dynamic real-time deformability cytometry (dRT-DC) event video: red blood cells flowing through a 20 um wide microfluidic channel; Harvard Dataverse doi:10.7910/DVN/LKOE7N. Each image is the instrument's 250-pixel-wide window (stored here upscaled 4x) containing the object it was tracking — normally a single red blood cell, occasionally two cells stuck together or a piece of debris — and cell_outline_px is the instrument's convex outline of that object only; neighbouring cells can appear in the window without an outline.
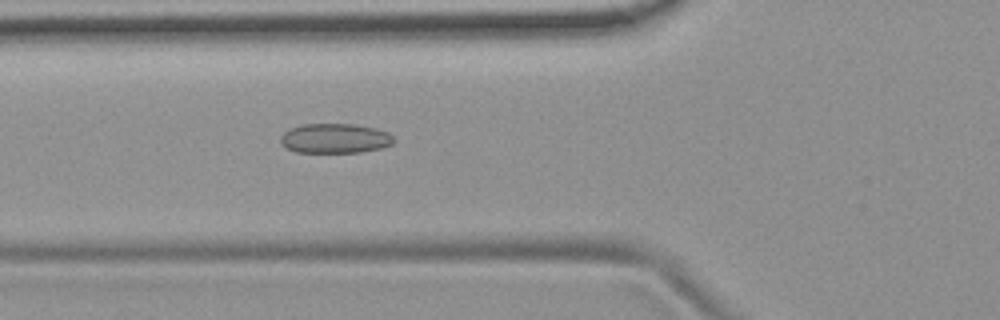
{"species": "common noctule bat (a hibernating species)", "species_latin": "Nyctalus noctula", "temperature_condition": "room temperature", "stored_images_in_passage": 45, "camera_frame_rate_fps": 3000, "um_per_image_px": 0.085, "animal": {"sex": "female", "body_mass_g": 19.9}, "frame": {"image": 1, "passage_image": 11, "time_ms": 3.333, "image_size_px": [1000, 320], "cell_outline_px": [[396, 140], [392, 144], [380, 148], [360, 152], [296, 152], [280, 144], [280, 136], [288, 128], [304, 124], [352, 124], [376, 128], [388, 132]], "centroid_in_image_um": [28.46, 11.75], "position_along_channel_um": 97.3, "area_um2": 19.65}}
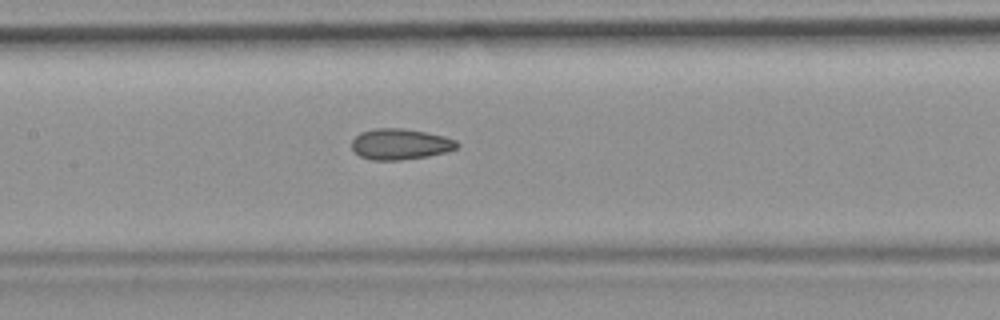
{"frame": {"image": 2, "passage_image": 17, "time_ms": 5.333, "image_size_px": [1000, 320], "cell_outline_px": [[460, 144], [456, 148], [448, 152], [428, 156], [400, 160], [372, 160], [360, 156], [352, 148], [352, 140], [360, 132], [376, 128], [400, 128], [424, 132], [444, 136], [456, 140]], "centroid_in_image_um": [34.03, 12.25], "position_along_channel_um": 173.4, "area_um2": 18.9}}
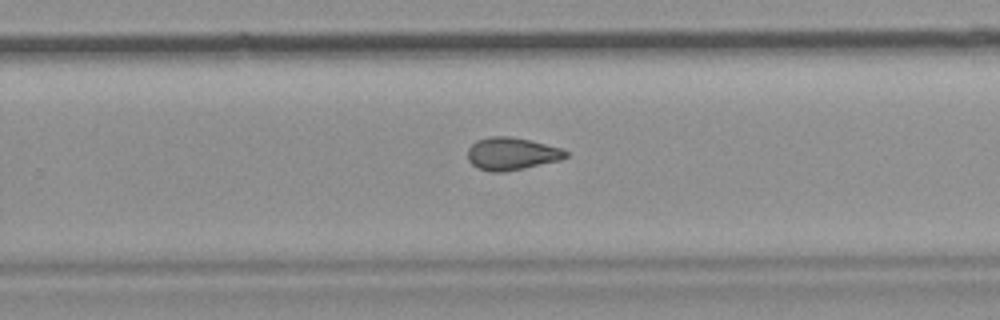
{"frame": {"image": 3, "passage_image": 26, "time_ms": 8.333, "image_size_px": [1000, 320], "cell_outline_px": [[568, 156], [560, 160], [524, 168], [504, 172], [492, 172], [476, 168], [468, 160], [468, 148], [476, 140], [488, 136], [512, 136], [532, 140], [564, 148], [568, 152]], "centroid_in_image_um": [43.5, 13.05], "position_along_channel_um": 286.3, "area_um2": 18.96}, "authors_computed_cell_mechanics": {"area_um2": 18.9006, "velocity_mm_per_s": 3.7884, "shape_relaxation_time_tau1_ms": null, "shape_relaxation_time_tau2_ms": 2.6931, "deformation_change_tau1": null, "deformation_change_tau2": 0.1022}}